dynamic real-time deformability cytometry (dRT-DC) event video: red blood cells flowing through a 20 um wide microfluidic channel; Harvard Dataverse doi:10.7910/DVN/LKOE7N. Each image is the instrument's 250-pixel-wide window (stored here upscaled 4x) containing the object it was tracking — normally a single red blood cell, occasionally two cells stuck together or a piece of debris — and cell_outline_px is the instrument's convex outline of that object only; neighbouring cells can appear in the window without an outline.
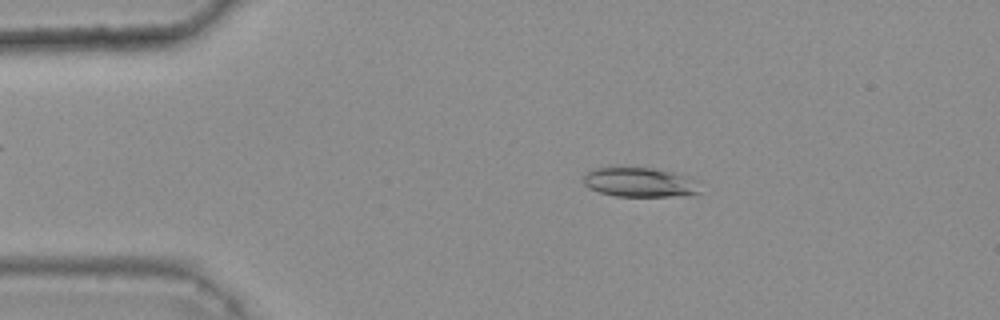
{"species": "common noctule bat (a hibernating species)", "species_latin": "Nyctalus noctula", "temperature_condition": "warm", "stored_images_in_passage": 45, "camera_frame_rate_fps": 3000, "um_per_image_px": 0.085, "animal": {"sex": "female", "body_mass_g": 25.1}, "frame": {"image": 1, "passage_image": 9, "time_ms": 2.667, "image_size_px": [1000, 320], "cell_outline_px": [[700, 192], [668, 196], [616, 196], [600, 192], [588, 188], [580, 180], [584, 172], [596, 168], [652, 168], [672, 172], [696, 180]], "centroid_in_image_um": [54.27, 15.49], "position_along_channel_um": 30.7, "area_um2": 19.77}}
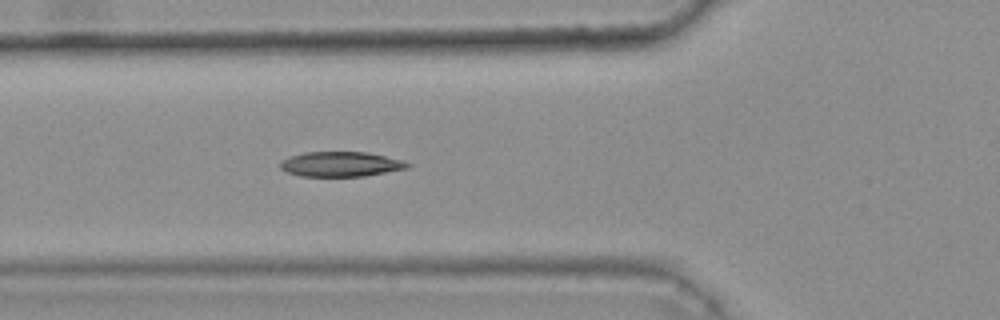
{"frame": {"image": 2, "passage_image": 18, "time_ms": 5.667, "image_size_px": [1000, 320], "cell_outline_px": [[412, 164], [408, 168], [364, 176], [300, 176], [288, 172], [280, 168], [280, 160], [288, 156], [304, 152], [368, 152], [404, 160]], "centroid_in_image_um": [28.96, 13.94], "position_along_channel_um": 96.8, "area_um2": 18.61}}
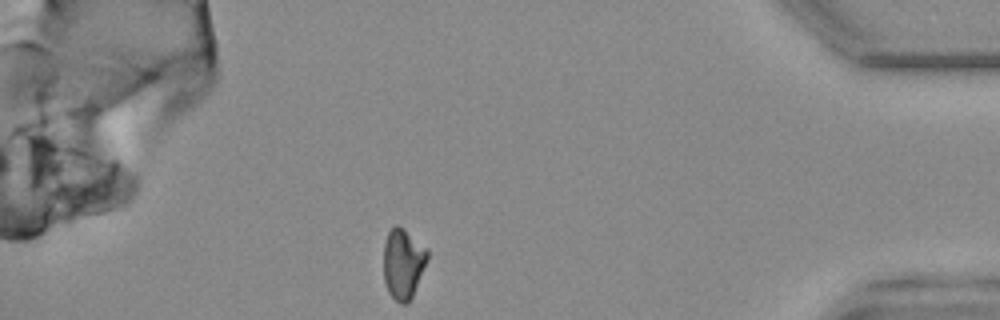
{"frame": {"image": 3, "passage_image": 45, "time_ms": 14.667, "image_size_px": [1000, 320], "cell_outline_px": [[428, 260], [412, 296], [404, 304], [400, 304], [388, 292], [384, 280], [384, 244], [388, 232], [396, 224], [428, 248]], "centroid_in_image_um": [34.27, 22.4], "position_along_channel_um": 400.9, "area_um2": 17.74}, "authors_computed_cell_mechanics": {"area_um2": 18.9006, "velocity_mm_per_s": 3.8162, "shape_relaxation_time_tau1_ms": null, "shape_relaxation_time_tau2_ms": 3.2217, "deformation_change_tau1": null, "deformation_change_tau2": 0.0849}}